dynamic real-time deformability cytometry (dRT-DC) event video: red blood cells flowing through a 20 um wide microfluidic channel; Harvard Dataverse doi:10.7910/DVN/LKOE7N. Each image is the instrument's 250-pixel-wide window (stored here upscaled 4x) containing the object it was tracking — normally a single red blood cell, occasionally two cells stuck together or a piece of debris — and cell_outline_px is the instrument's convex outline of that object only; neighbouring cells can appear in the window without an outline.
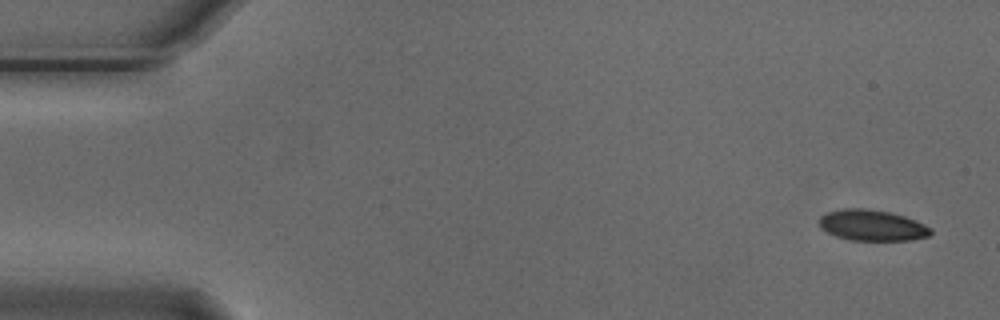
{"species": "Egyptian fruit bat (a non-hibernating species)", "species_latin": "Rousettus aegyptiacus", "temperature_condition": "cold", "stored_images_in_passage": 5, "camera_frame_rate_fps": 3000, "um_per_image_px": 0.085, "animal": {"sex": "male"}, "frame": {"image": 1, "passage_image": 1, "time_ms": 0.0, "image_size_px": [1000, 320], "cell_outline_px": [[932, 232], [928, 236], [912, 240], [848, 240], [836, 236], [820, 228], [820, 216], [828, 212], [844, 208], [864, 208], [892, 212], [916, 220], [932, 228]], "centroid_in_image_um": [74.15, 19.15], "position_along_channel_um": 10.9, "area_um2": 20.17}}
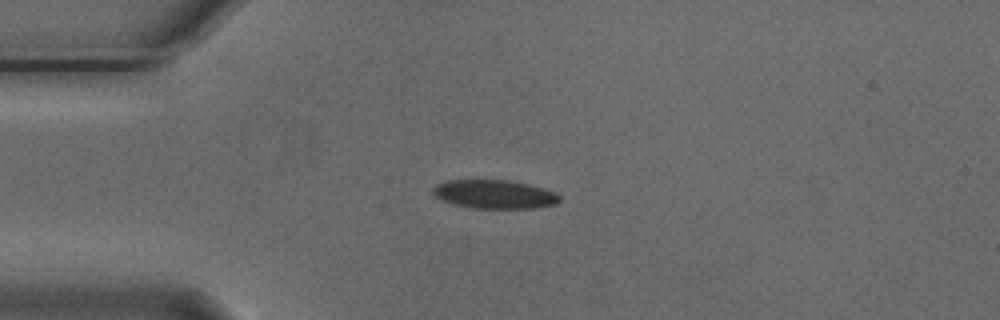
{"frame": {"image": 2, "passage_image": 4, "time_ms": 1.0, "image_size_px": [1000, 320], "cell_outline_px": [[560, 200], [556, 204], [536, 208], [476, 208], [452, 204], [440, 200], [432, 192], [432, 188], [436, 184], [444, 180], [508, 180], [528, 184], [544, 188], [556, 192], [560, 196]], "centroid_in_image_um": [42.02, 16.51], "position_along_channel_um": 43.0, "area_um2": 21.33}}